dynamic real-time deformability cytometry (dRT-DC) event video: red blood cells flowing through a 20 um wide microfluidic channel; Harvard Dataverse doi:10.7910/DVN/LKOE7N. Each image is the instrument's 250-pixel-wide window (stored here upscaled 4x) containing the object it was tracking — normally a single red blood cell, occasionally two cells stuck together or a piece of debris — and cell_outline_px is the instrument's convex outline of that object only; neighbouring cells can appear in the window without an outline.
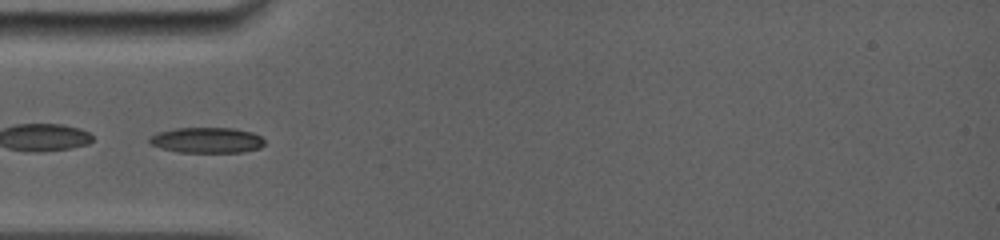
{"species": "common noctule bat (a hibernating species)", "species_latin": "Nyctalus noctula", "temperature_condition": "room temperature", "stored_images_in_passage": 16, "camera_frame_rate_fps": 5000, "um_per_image_px": 0.085, "animal": {"sex": "female", "body_mass_g": 19.0, "forearm_length_mm": 56.7}, "frame": {"image": 1, "passage_image": 1, "time_ms": 0.0, "image_size_px": [1000, 240], "cell_outline_px": [[264, 144], [260, 148], [240, 152], [176, 152], [160, 148], [152, 144], [148, 140], [156, 132], [176, 128], [232, 128], [252, 132], [260, 136], [264, 140]], "centroid_in_image_um": [17.57, 11.91], "position_along_channel_um": 67.4, "area_um2": 17.11}}
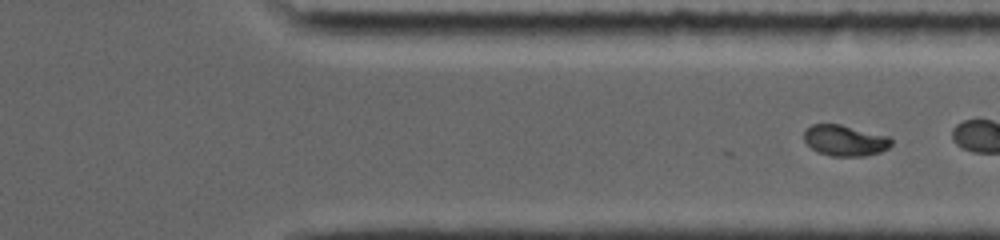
{"frame": {"image": 2, "passage_image": 16, "time_ms": 6.2, "image_size_px": [1000, 240], "cell_outline_px": [[892, 144], [888, 148], [880, 152], [864, 156], [832, 156], [820, 152], [812, 148], [804, 140], [804, 132], [812, 124], [840, 124], [888, 136], [892, 140]], "centroid_in_image_um": [71.83, 11.94], "position_along_channel_um": 339.6, "area_um2": 15.55}}